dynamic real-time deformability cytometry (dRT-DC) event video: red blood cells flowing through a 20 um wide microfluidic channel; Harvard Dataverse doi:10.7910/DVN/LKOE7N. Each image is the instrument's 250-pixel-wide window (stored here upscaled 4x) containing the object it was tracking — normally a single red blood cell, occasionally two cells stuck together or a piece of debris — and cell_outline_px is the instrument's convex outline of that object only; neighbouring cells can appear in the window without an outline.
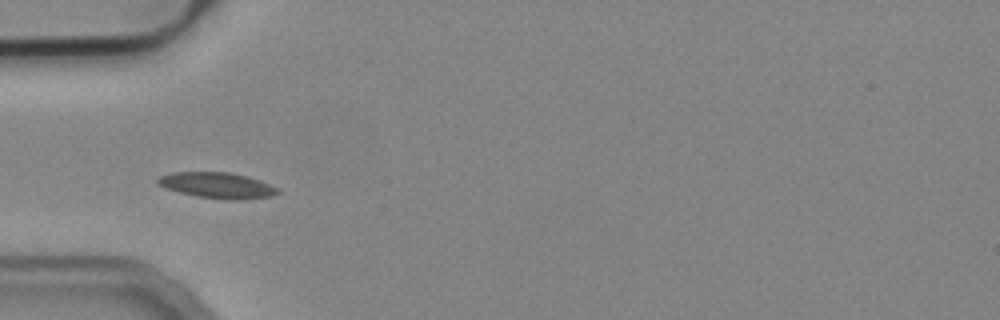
{"species": "common noctule bat (a hibernating species)", "species_latin": "Nyctalus noctula", "temperature_condition": "cold", "stored_images_in_passage": 7, "camera_frame_rate_fps": 3000, "um_per_image_px": 0.085, "animal": {"sex": "male", "body_mass_g": 19.2, "forearm_length_mm": 51.8}, "frame": {"image": 1, "passage_image": 4, "time_ms": 1.0, "image_size_px": [1000, 320], "cell_outline_px": [[280, 192], [272, 196], [236, 200], [228, 200], [196, 196], [164, 188], [156, 184], [156, 180], [160, 176], [172, 172], [228, 172], [260, 180], [276, 188]], "centroid_in_image_um": [18.41, 15.75], "position_along_channel_um": 66.6, "area_um2": 17.92}}